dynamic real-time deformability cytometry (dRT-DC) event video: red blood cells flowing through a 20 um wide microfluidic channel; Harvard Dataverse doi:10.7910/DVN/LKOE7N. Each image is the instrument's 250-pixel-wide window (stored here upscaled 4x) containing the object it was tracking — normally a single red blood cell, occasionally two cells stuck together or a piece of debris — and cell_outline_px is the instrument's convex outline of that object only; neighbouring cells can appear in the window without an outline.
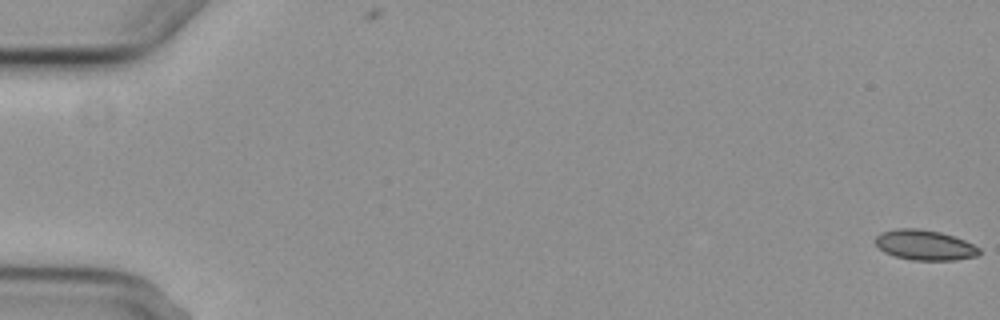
{"species": "common noctule bat (a hibernating species)", "species_latin": "Nyctalus noctula", "temperature_condition": "cold", "stored_images_in_passage": 3, "camera_frame_rate_fps": 3000, "um_per_image_px": 0.085, "animal": {"sex": "female", "body_mass_g": 29.2, "forearm_length_mm": 56.3}, "frame": {"image": 1, "passage_image": 1, "time_ms": 0.0, "image_size_px": [1000, 320], "cell_outline_px": [[980, 252], [976, 256], [956, 260], [912, 260], [896, 256], [884, 252], [872, 240], [880, 232], [896, 228], [916, 228], [940, 232], [964, 240], [980, 248]], "centroid_in_image_um": [78.56, 20.82], "position_along_channel_um": 6.4, "area_um2": 18.26}}